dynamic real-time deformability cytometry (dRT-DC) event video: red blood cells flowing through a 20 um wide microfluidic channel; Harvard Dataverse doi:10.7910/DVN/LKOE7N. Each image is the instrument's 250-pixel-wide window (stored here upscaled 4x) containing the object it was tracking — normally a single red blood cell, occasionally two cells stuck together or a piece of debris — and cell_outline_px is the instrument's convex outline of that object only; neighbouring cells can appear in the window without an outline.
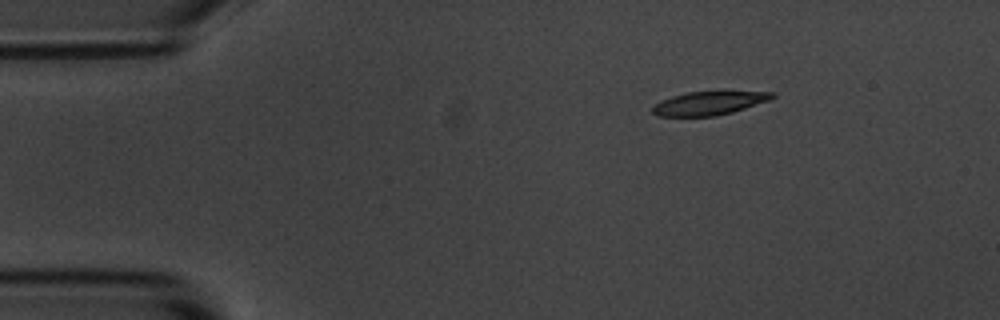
{"species": "common noctule bat (a hibernating species)", "species_latin": "Nyctalus noctula", "temperature_condition": "room temperature", "stored_images_in_passage": 47, "camera_frame_rate_fps": 3000, "um_per_image_px": 0.085, "animal": {"sex": "male", "body_mass_g": 20.1, "forearm_length_mm": 53.5}, "frame": {"image": 1, "passage_image": 1, "time_ms": 0.0, "image_size_px": [1000, 320], "cell_outline_px": [[776, 96], [768, 100], [732, 112], [716, 116], [656, 116], [652, 112], [652, 104], [660, 100], [672, 96], [688, 92], [776, 92]], "centroid_in_image_um": [60.19, 8.78], "position_along_channel_um": 24.8, "area_um2": 16.24}}
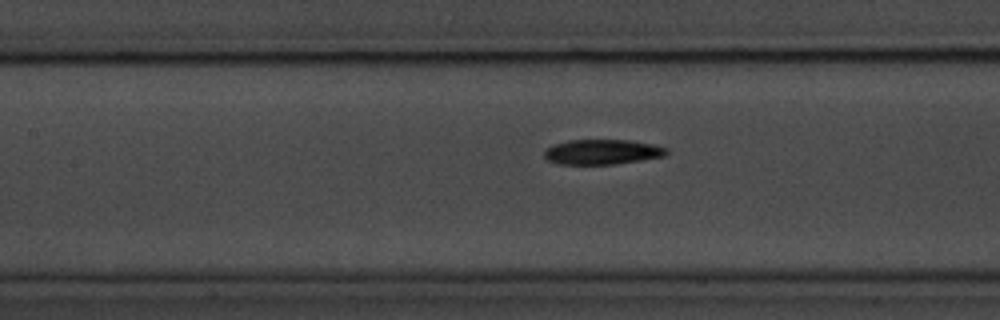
{"frame": {"image": 2, "passage_image": 17, "time_ms": 5.333, "image_size_px": [1000, 320], "cell_outline_px": [[668, 152], [664, 156], [616, 164], [556, 164], [548, 160], [544, 156], [544, 152], [552, 144], [568, 140], [628, 140], [652, 144], [668, 148]], "centroid_in_image_um": [51.17, 12.91], "position_along_channel_um": 156.2, "area_um2": 17.8}}
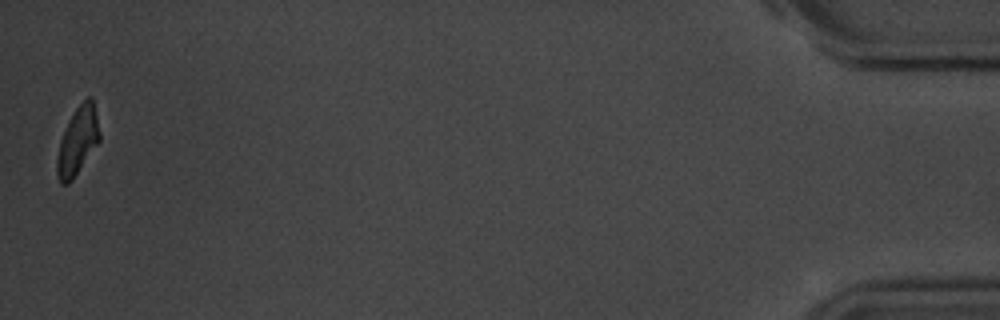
{"frame": {"image": 3, "passage_image": 47, "time_ms": 15.333, "image_size_px": [1000, 320], "cell_outline_px": [[100, 140], [72, 180], [68, 184], [60, 184], [56, 172], [56, 160], [60, 140], [76, 108], [88, 96], [92, 96], [100, 132]], "centroid_in_image_um": [6.6, 12.01], "position_along_channel_um": 428.6, "area_um2": 16.53}, "authors_computed_cell_mechanics": {"area_um2": 17.918, "velocity_mm_per_s": 3.662, "shape_relaxation_time_tau1_ms": 2.281, "shape_relaxation_time_tau2_ms": 7.9342, "deformation_change_tau1": 0.1559, "deformation_change_tau2": 0.151}}